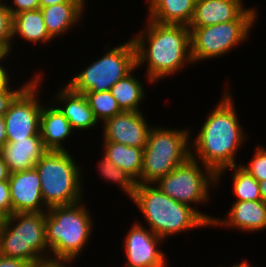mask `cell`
Wrapping results in <instances>:
<instances>
[{
    "label": "cell",
    "mask_w": 266,
    "mask_h": 267,
    "mask_svg": "<svg viewBox=\"0 0 266 267\" xmlns=\"http://www.w3.org/2000/svg\"><path fill=\"white\" fill-rule=\"evenodd\" d=\"M146 22V27L132 39L137 67L147 65V82L155 83L180 72L187 63L193 64L188 26L163 24L151 19Z\"/></svg>",
    "instance_id": "6da1fadb"
},
{
    "label": "cell",
    "mask_w": 266,
    "mask_h": 267,
    "mask_svg": "<svg viewBox=\"0 0 266 267\" xmlns=\"http://www.w3.org/2000/svg\"><path fill=\"white\" fill-rule=\"evenodd\" d=\"M224 92L220 102L191 141V157L216 175L226 168L236 166V153L248 138L239 123L230 90Z\"/></svg>",
    "instance_id": "7a4b0ae2"
},
{
    "label": "cell",
    "mask_w": 266,
    "mask_h": 267,
    "mask_svg": "<svg viewBox=\"0 0 266 267\" xmlns=\"http://www.w3.org/2000/svg\"><path fill=\"white\" fill-rule=\"evenodd\" d=\"M131 199L142 212L148 229L163 240L182 231L210 227L214 220L197 207L170 198L156 184H137Z\"/></svg>",
    "instance_id": "3957f363"
},
{
    "label": "cell",
    "mask_w": 266,
    "mask_h": 267,
    "mask_svg": "<svg viewBox=\"0 0 266 267\" xmlns=\"http://www.w3.org/2000/svg\"><path fill=\"white\" fill-rule=\"evenodd\" d=\"M92 219L81 201L49 207L45 212V233L50 259L74 262L91 238Z\"/></svg>",
    "instance_id": "277c9868"
},
{
    "label": "cell",
    "mask_w": 266,
    "mask_h": 267,
    "mask_svg": "<svg viewBox=\"0 0 266 267\" xmlns=\"http://www.w3.org/2000/svg\"><path fill=\"white\" fill-rule=\"evenodd\" d=\"M48 250L45 212H16L5 218L0 256L36 264L50 259Z\"/></svg>",
    "instance_id": "5b68a950"
},
{
    "label": "cell",
    "mask_w": 266,
    "mask_h": 267,
    "mask_svg": "<svg viewBox=\"0 0 266 267\" xmlns=\"http://www.w3.org/2000/svg\"><path fill=\"white\" fill-rule=\"evenodd\" d=\"M190 133L189 127H151L143 149L141 184H155L191 157Z\"/></svg>",
    "instance_id": "8992f818"
},
{
    "label": "cell",
    "mask_w": 266,
    "mask_h": 267,
    "mask_svg": "<svg viewBox=\"0 0 266 267\" xmlns=\"http://www.w3.org/2000/svg\"><path fill=\"white\" fill-rule=\"evenodd\" d=\"M74 161L67 150H48L35 164L43 202L48 208L83 201L81 168Z\"/></svg>",
    "instance_id": "52a82bcc"
},
{
    "label": "cell",
    "mask_w": 266,
    "mask_h": 267,
    "mask_svg": "<svg viewBox=\"0 0 266 267\" xmlns=\"http://www.w3.org/2000/svg\"><path fill=\"white\" fill-rule=\"evenodd\" d=\"M257 13L256 8L251 7L247 8L237 20L189 28L193 63L224 56L238 44L245 42L257 20Z\"/></svg>",
    "instance_id": "ba28073f"
},
{
    "label": "cell",
    "mask_w": 266,
    "mask_h": 267,
    "mask_svg": "<svg viewBox=\"0 0 266 267\" xmlns=\"http://www.w3.org/2000/svg\"><path fill=\"white\" fill-rule=\"evenodd\" d=\"M137 66L136 47L133 39L106 50L99 59L81 70L67 85L75 92L108 91L121 78Z\"/></svg>",
    "instance_id": "9c48e42d"
},
{
    "label": "cell",
    "mask_w": 266,
    "mask_h": 267,
    "mask_svg": "<svg viewBox=\"0 0 266 267\" xmlns=\"http://www.w3.org/2000/svg\"><path fill=\"white\" fill-rule=\"evenodd\" d=\"M155 184L170 198L193 207L192 204L209 202L210 187L217 185V175L190 157Z\"/></svg>",
    "instance_id": "30bf717a"
},
{
    "label": "cell",
    "mask_w": 266,
    "mask_h": 267,
    "mask_svg": "<svg viewBox=\"0 0 266 267\" xmlns=\"http://www.w3.org/2000/svg\"><path fill=\"white\" fill-rule=\"evenodd\" d=\"M41 75V72L34 75L35 78L15 97L3 116L7 142L41 136L40 116L43 104L38 98L40 82L43 81Z\"/></svg>",
    "instance_id": "8fae6325"
},
{
    "label": "cell",
    "mask_w": 266,
    "mask_h": 267,
    "mask_svg": "<svg viewBox=\"0 0 266 267\" xmlns=\"http://www.w3.org/2000/svg\"><path fill=\"white\" fill-rule=\"evenodd\" d=\"M163 241L150 229L135 222L124 240L125 267H149L164 262L167 258L158 249Z\"/></svg>",
    "instance_id": "7c38bea8"
},
{
    "label": "cell",
    "mask_w": 266,
    "mask_h": 267,
    "mask_svg": "<svg viewBox=\"0 0 266 267\" xmlns=\"http://www.w3.org/2000/svg\"><path fill=\"white\" fill-rule=\"evenodd\" d=\"M147 122L141 111H122L102 123L103 141L144 149L152 127Z\"/></svg>",
    "instance_id": "4fadbf2b"
},
{
    "label": "cell",
    "mask_w": 266,
    "mask_h": 267,
    "mask_svg": "<svg viewBox=\"0 0 266 267\" xmlns=\"http://www.w3.org/2000/svg\"><path fill=\"white\" fill-rule=\"evenodd\" d=\"M13 213L47 212L43 202L41 180L36 168L9 174Z\"/></svg>",
    "instance_id": "5bb4252c"
},
{
    "label": "cell",
    "mask_w": 266,
    "mask_h": 267,
    "mask_svg": "<svg viewBox=\"0 0 266 267\" xmlns=\"http://www.w3.org/2000/svg\"><path fill=\"white\" fill-rule=\"evenodd\" d=\"M227 215V219L215 217L211 226L225 225L251 233L266 229V204L262 200L235 201Z\"/></svg>",
    "instance_id": "9a60e30c"
},
{
    "label": "cell",
    "mask_w": 266,
    "mask_h": 267,
    "mask_svg": "<svg viewBox=\"0 0 266 267\" xmlns=\"http://www.w3.org/2000/svg\"><path fill=\"white\" fill-rule=\"evenodd\" d=\"M243 0H196L188 28L206 27L237 20L245 11Z\"/></svg>",
    "instance_id": "2e32d148"
},
{
    "label": "cell",
    "mask_w": 266,
    "mask_h": 267,
    "mask_svg": "<svg viewBox=\"0 0 266 267\" xmlns=\"http://www.w3.org/2000/svg\"><path fill=\"white\" fill-rule=\"evenodd\" d=\"M41 136L7 142L0 154L10 173L22 172L35 167V164L47 152Z\"/></svg>",
    "instance_id": "e0dca14e"
},
{
    "label": "cell",
    "mask_w": 266,
    "mask_h": 267,
    "mask_svg": "<svg viewBox=\"0 0 266 267\" xmlns=\"http://www.w3.org/2000/svg\"><path fill=\"white\" fill-rule=\"evenodd\" d=\"M54 101L60 103L58 109L64 114L74 130H91L98 121L89 107L88 101L84 94L73 91L68 85L60 89ZM58 100V101H57Z\"/></svg>",
    "instance_id": "ac0fdd59"
},
{
    "label": "cell",
    "mask_w": 266,
    "mask_h": 267,
    "mask_svg": "<svg viewBox=\"0 0 266 267\" xmlns=\"http://www.w3.org/2000/svg\"><path fill=\"white\" fill-rule=\"evenodd\" d=\"M74 129L64 114L55 105H43L40 116V135L47 150L65 151L63 141L72 134Z\"/></svg>",
    "instance_id": "d6986e66"
},
{
    "label": "cell",
    "mask_w": 266,
    "mask_h": 267,
    "mask_svg": "<svg viewBox=\"0 0 266 267\" xmlns=\"http://www.w3.org/2000/svg\"><path fill=\"white\" fill-rule=\"evenodd\" d=\"M196 0H148L147 19L163 24L188 26Z\"/></svg>",
    "instance_id": "ffe728a7"
},
{
    "label": "cell",
    "mask_w": 266,
    "mask_h": 267,
    "mask_svg": "<svg viewBox=\"0 0 266 267\" xmlns=\"http://www.w3.org/2000/svg\"><path fill=\"white\" fill-rule=\"evenodd\" d=\"M85 6V3H61L40 8L49 35L54 39L78 24Z\"/></svg>",
    "instance_id": "44dd1931"
},
{
    "label": "cell",
    "mask_w": 266,
    "mask_h": 267,
    "mask_svg": "<svg viewBox=\"0 0 266 267\" xmlns=\"http://www.w3.org/2000/svg\"><path fill=\"white\" fill-rule=\"evenodd\" d=\"M17 35L31 43L53 41L44 24L40 8L12 16V39Z\"/></svg>",
    "instance_id": "7402d4cb"
},
{
    "label": "cell",
    "mask_w": 266,
    "mask_h": 267,
    "mask_svg": "<svg viewBox=\"0 0 266 267\" xmlns=\"http://www.w3.org/2000/svg\"><path fill=\"white\" fill-rule=\"evenodd\" d=\"M104 155L117 167L126 171L140 184L143 165V148L127 146L122 143L103 141Z\"/></svg>",
    "instance_id": "603a6c76"
},
{
    "label": "cell",
    "mask_w": 266,
    "mask_h": 267,
    "mask_svg": "<svg viewBox=\"0 0 266 267\" xmlns=\"http://www.w3.org/2000/svg\"><path fill=\"white\" fill-rule=\"evenodd\" d=\"M136 68L138 67L136 66L129 74L118 80L110 89L122 111L139 112V105L145 98L143 83L133 75Z\"/></svg>",
    "instance_id": "cb8c5ba5"
},
{
    "label": "cell",
    "mask_w": 266,
    "mask_h": 267,
    "mask_svg": "<svg viewBox=\"0 0 266 267\" xmlns=\"http://www.w3.org/2000/svg\"><path fill=\"white\" fill-rule=\"evenodd\" d=\"M234 174L232 177L233 192L236 197L235 201H257L261 200L259 182L248 174L240 165L232 166L220 171L217 174V184L222 178L225 171L231 169Z\"/></svg>",
    "instance_id": "d4e9b609"
},
{
    "label": "cell",
    "mask_w": 266,
    "mask_h": 267,
    "mask_svg": "<svg viewBox=\"0 0 266 267\" xmlns=\"http://www.w3.org/2000/svg\"><path fill=\"white\" fill-rule=\"evenodd\" d=\"M84 96L98 122L101 121L102 123V121L104 122L122 112L110 90L103 92H87L84 93Z\"/></svg>",
    "instance_id": "484cf974"
},
{
    "label": "cell",
    "mask_w": 266,
    "mask_h": 267,
    "mask_svg": "<svg viewBox=\"0 0 266 267\" xmlns=\"http://www.w3.org/2000/svg\"><path fill=\"white\" fill-rule=\"evenodd\" d=\"M101 159L98 163V172L103 176L104 181L106 179V181L109 180L110 182L116 183L131 199L135 193L137 181L126 171L117 167L105 155Z\"/></svg>",
    "instance_id": "4316f807"
},
{
    "label": "cell",
    "mask_w": 266,
    "mask_h": 267,
    "mask_svg": "<svg viewBox=\"0 0 266 267\" xmlns=\"http://www.w3.org/2000/svg\"><path fill=\"white\" fill-rule=\"evenodd\" d=\"M250 159L248 165H240L248 174L252 175L258 182L266 180V148L258 146L255 148V154Z\"/></svg>",
    "instance_id": "83f0119b"
},
{
    "label": "cell",
    "mask_w": 266,
    "mask_h": 267,
    "mask_svg": "<svg viewBox=\"0 0 266 267\" xmlns=\"http://www.w3.org/2000/svg\"><path fill=\"white\" fill-rule=\"evenodd\" d=\"M0 0V45L10 54L12 40V16L6 7V2L3 4Z\"/></svg>",
    "instance_id": "f1b7e54d"
},
{
    "label": "cell",
    "mask_w": 266,
    "mask_h": 267,
    "mask_svg": "<svg viewBox=\"0 0 266 267\" xmlns=\"http://www.w3.org/2000/svg\"><path fill=\"white\" fill-rule=\"evenodd\" d=\"M30 79V81L24 83L21 87L14 90L8 84L1 92H0V116L3 117L5 113L8 111V108L11 102L15 99V97L34 79ZM12 89V90H11Z\"/></svg>",
    "instance_id": "f546056e"
},
{
    "label": "cell",
    "mask_w": 266,
    "mask_h": 267,
    "mask_svg": "<svg viewBox=\"0 0 266 267\" xmlns=\"http://www.w3.org/2000/svg\"><path fill=\"white\" fill-rule=\"evenodd\" d=\"M0 212L6 217L13 214L8 180L0 181Z\"/></svg>",
    "instance_id": "4dcf8cb0"
},
{
    "label": "cell",
    "mask_w": 266,
    "mask_h": 267,
    "mask_svg": "<svg viewBox=\"0 0 266 267\" xmlns=\"http://www.w3.org/2000/svg\"><path fill=\"white\" fill-rule=\"evenodd\" d=\"M12 6L6 4L11 16L22 11L36 10L40 8L39 0H12ZM14 4V5H13Z\"/></svg>",
    "instance_id": "1f68e13d"
},
{
    "label": "cell",
    "mask_w": 266,
    "mask_h": 267,
    "mask_svg": "<svg viewBox=\"0 0 266 267\" xmlns=\"http://www.w3.org/2000/svg\"><path fill=\"white\" fill-rule=\"evenodd\" d=\"M31 265L23 260L0 256V267H31Z\"/></svg>",
    "instance_id": "d6a6232c"
},
{
    "label": "cell",
    "mask_w": 266,
    "mask_h": 267,
    "mask_svg": "<svg viewBox=\"0 0 266 267\" xmlns=\"http://www.w3.org/2000/svg\"><path fill=\"white\" fill-rule=\"evenodd\" d=\"M69 262L72 263L73 261L48 259L38 262L36 264H32L31 267H66L69 264Z\"/></svg>",
    "instance_id": "836d02e7"
},
{
    "label": "cell",
    "mask_w": 266,
    "mask_h": 267,
    "mask_svg": "<svg viewBox=\"0 0 266 267\" xmlns=\"http://www.w3.org/2000/svg\"><path fill=\"white\" fill-rule=\"evenodd\" d=\"M10 54L8 53L1 61H0V92L8 85L10 84L9 80V73L7 72V69H5L4 66H2V61L5 59L6 57H8Z\"/></svg>",
    "instance_id": "e575fe53"
},
{
    "label": "cell",
    "mask_w": 266,
    "mask_h": 267,
    "mask_svg": "<svg viewBox=\"0 0 266 267\" xmlns=\"http://www.w3.org/2000/svg\"><path fill=\"white\" fill-rule=\"evenodd\" d=\"M40 8L61 3H85V0H39Z\"/></svg>",
    "instance_id": "d590c367"
},
{
    "label": "cell",
    "mask_w": 266,
    "mask_h": 267,
    "mask_svg": "<svg viewBox=\"0 0 266 267\" xmlns=\"http://www.w3.org/2000/svg\"><path fill=\"white\" fill-rule=\"evenodd\" d=\"M7 143L6 124L4 117L0 116V149Z\"/></svg>",
    "instance_id": "8d00e7d4"
},
{
    "label": "cell",
    "mask_w": 266,
    "mask_h": 267,
    "mask_svg": "<svg viewBox=\"0 0 266 267\" xmlns=\"http://www.w3.org/2000/svg\"><path fill=\"white\" fill-rule=\"evenodd\" d=\"M9 174L10 172L8 170L7 164L5 163L0 154V181L8 180Z\"/></svg>",
    "instance_id": "74e56055"
},
{
    "label": "cell",
    "mask_w": 266,
    "mask_h": 267,
    "mask_svg": "<svg viewBox=\"0 0 266 267\" xmlns=\"http://www.w3.org/2000/svg\"><path fill=\"white\" fill-rule=\"evenodd\" d=\"M261 200L266 204V180L259 182Z\"/></svg>",
    "instance_id": "f35d334b"
},
{
    "label": "cell",
    "mask_w": 266,
    "mask_h": 267,
    "mask_svg": "<svg viewBox=\"0 0 266 267\" xmlns=\"http://www.w3.org/2000/svg\"><path fill=\"white\" fill-rule=\"evenodd\" d=\"M249 261L243 260L241 263L233 264L231 267H254L248 263Z\"/></svg>",
    "instance_id": "ab89813d"
},
{
    "label": "cell",
    "mask_w": 266,
    "mask_h": 267,
    "mask_svg": "<svg viewBox=\"0 0 266 267\" xmlns=\"http://www.w3.org/2000/svg\"><path fill=\"white\" fill-rule=\"evenodd\" d=\"M5 218H6V216L3 215V214L0 212V234H1V232H2V228H3L4 222H5Z\"/></svg>",
    "instance_id": "60d3db41"
},
{
    "label": "cell",
    "mask_w": 266,
    "mask_h": 267,
    "mask_svg": "<svg viewBox=\"0 0 266 267\" xmlns=\"http://www.w3.org/2000/svg\"><path fill=\"white\" fill-rule=\"evenodd\" d=\"M8 54V52L0 45V61Z\"/></svg>",
    "instance_id": "b9f144b4"
},
{
    "label": "cell",
    "mask_w": 266,
    "mask_h": 267,
    "mask_svg": "<svg viewBox=\"0 0 266 267\" xmlns=\"http://www.w3.org/2000/svg\"><path fill=\"white\" fill-rule=\"evenodd\" d=\"M149 267H167V259L160 263V264H157V265H154V266H149Z\"/></svg>",
    "instance_id": "7bdbcfd3"
}]
</instances>
